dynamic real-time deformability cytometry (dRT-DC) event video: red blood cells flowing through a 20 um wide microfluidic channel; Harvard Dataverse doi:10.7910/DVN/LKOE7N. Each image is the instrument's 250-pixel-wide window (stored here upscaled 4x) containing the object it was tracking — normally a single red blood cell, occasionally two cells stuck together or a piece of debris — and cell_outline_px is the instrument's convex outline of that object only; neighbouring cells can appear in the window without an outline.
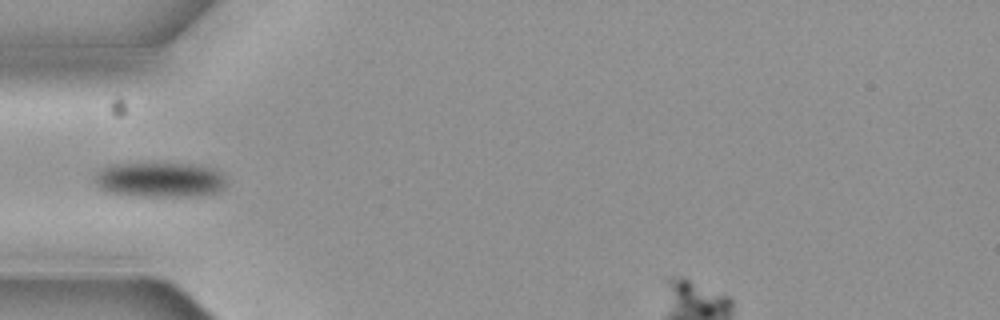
{"species": "common noctule bat (a hibernating species)", "species_latin": "Nyctalus noctula", "temperature_condition": "cold", "stored_images_in_passage": 5, "camera_frame_rate_fps": 3000, "um_per_image_px": 0.085, "animal": {"sex": "female", "body_mass_g": 19.3, "forearm_length_mm": 54.1}, "frame": {"image": 1, "passage_image": 5, "time_ms": 1.333, "image_size_px": [1000, 320], "cell_outline_px": [[224, 184], [216, 192], [200, 196], [144, 196], [104, 192], [92, 180], [96, 172], [104, 168], [116, 164], [196, 164], [212, 168], [220, 172], [224, 176]], "centroid_in_image_um": [13.55, 15.28], "position_along_channel_um": 71.5, "area_um2": 26.65}}